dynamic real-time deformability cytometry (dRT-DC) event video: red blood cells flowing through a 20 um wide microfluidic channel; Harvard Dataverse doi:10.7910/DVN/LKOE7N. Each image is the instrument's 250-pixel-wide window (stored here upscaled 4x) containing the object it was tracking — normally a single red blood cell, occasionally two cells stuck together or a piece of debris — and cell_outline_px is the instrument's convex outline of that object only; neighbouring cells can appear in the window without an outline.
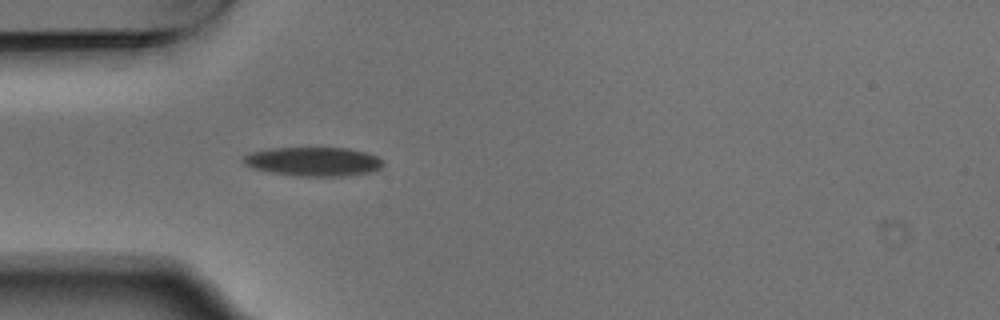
{"species": "Egyptian fruit bat (a non-hibernating species)", "species_latin": "Rousettus aegyptiacus", "temperature_condition": "warm", "stored_images_in_passage": 5, "camera_frame_rate_fps": 3000, "um_per_image_px": 0.085, "animal": {"sex": "male"}, "frame": {"image": 1, "passage_image": 5, "time_ms": 1.333, "image_size_px": [1000, 320], "cell_outline_px": [[384, 164], [380, 168], [368, 172], [344, 176], [300, 176], [252, 168], [244, 164], [244, 156], [252, 152], [268, 148], [348, 148], [368, 152], [384, 160]], "centroid_in_image_um": [26.69, 13.72], "position_along_channel_um": 58.3, "area_um2": 23.41}}